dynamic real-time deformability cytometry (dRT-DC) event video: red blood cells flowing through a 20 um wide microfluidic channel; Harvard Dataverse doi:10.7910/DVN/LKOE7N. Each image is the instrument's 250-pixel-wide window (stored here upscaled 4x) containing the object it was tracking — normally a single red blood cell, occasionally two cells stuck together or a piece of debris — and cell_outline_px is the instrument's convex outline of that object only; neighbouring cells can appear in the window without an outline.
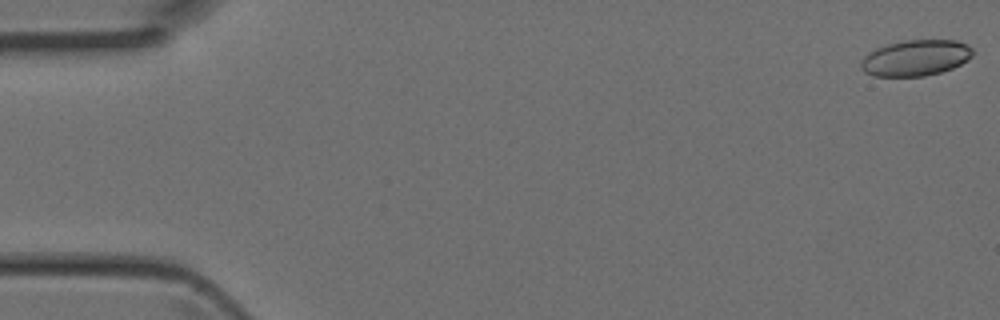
{"species": "Egyptian fruit bat (a non-hibernating species)", "species_latin": "Rousettus aegyptiacus", "temperature_condition": "room temperature", "stored_images_in_passage": 4, "camera_frame_rate_fps": 3000, "um_per_image_px": 0.085, "animal": {"sex": "female"}, "frame": {"image": 1, "passage_image": 1, "time_ms": 0.0, "image_size_px": [1000, 320], "cell_outline_px": [[976, 52], [968, 60], [952, 68], [940, 72], [924, 76], [876, 76], [864, 72], [860, 68], [860, 64], [864, 56], [868, 52], [876, 48], [888, 44], [904, 40], [956, 40], [968, 44]], "centroid_in_image_um": [77.85, 4.91], "position_along_channel_um": 7.2, "area_um2": 23.58}}
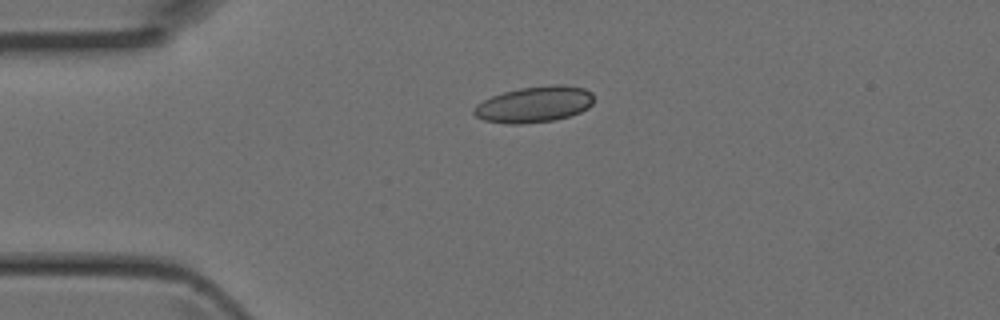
{"frame": {"image": 2, "passage_image": 4, "time_ms": 1.0, "image_size_px": [1000, 320], "cell_outline_px": [[592, 104], [588, 108], [580, 112], [568, 116], [552, 120], [520, 124], [508, 124], [484, 120], [476, 116], [472, 112], [472, 108], [476, 104], [492, 96], [504, 92], [520, 88], [552, 84], [564, 84], [584, 88], [592, 92]], "centroid_in_image_um": [45.4, 8.86], "position_along_channel_um": 39.6, "area_um2": 25.2}}